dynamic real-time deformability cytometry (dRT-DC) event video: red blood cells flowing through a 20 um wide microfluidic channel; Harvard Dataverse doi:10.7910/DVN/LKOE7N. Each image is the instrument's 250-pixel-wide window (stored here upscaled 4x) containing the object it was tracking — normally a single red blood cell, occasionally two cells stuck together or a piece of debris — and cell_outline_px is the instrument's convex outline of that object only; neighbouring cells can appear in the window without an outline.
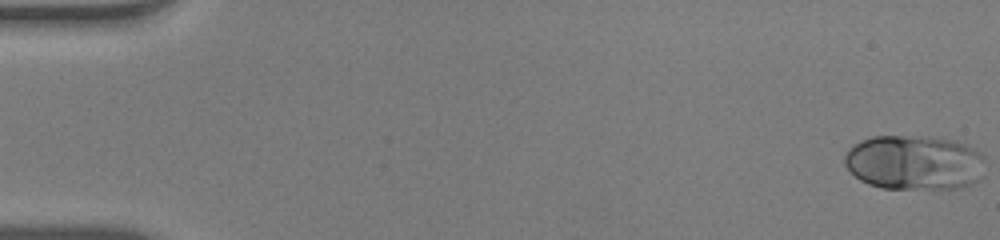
{"species": "human", "species_latin": "Homo sapiens", "temperature_condition": "warm", "stored_images_in_passage": 53, "camera_frame_rate_fps": 3000, "um_per_image_px": 0.085, "donor": {"sex": "male"}, "frame": {"image": 1, "passage_image": 1, "time_ms": 0.0, "image_size_px": [1000, 240], "cell_outline_px": [[984, 176], [980, 180], [960, 188], [880, 188], [868, 184], [860, 180], [844, 164], [844, 152], [852, 144], [860, 140], [872, 136], [928, 136], [956, 140], [968, 144], [976, 148], [984, 156]], "centroid_in_image_um": [77.74, 13.79], "position_along_channel_um": 7.3, "area_um2": 45.72}}
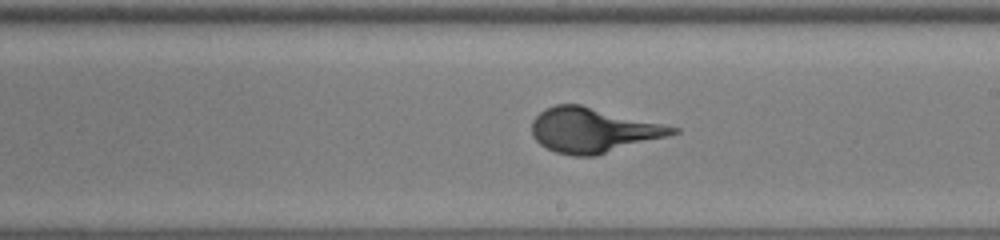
{"frame": {"image": 2, "passage_image": 31, "time_ms": 10.0, "image_size_px": [1000, 240], "cell_outline_px": [[680, 132], [668, 136], [596, 156], [572, 156], [556, 152], [540, 144], [532, 136], [532, 120], [544, 108], [556, 104], [580, 104], [664, 124], [680, 128]], "centroid_in_image_um": [50.4, 11.06], "position_along_channel_um": 238.6, "area_um2": 36.76}}
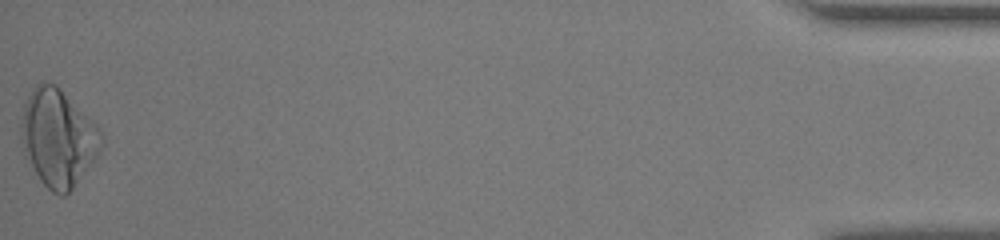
{"frame": {"image": 3, "passage_image": 53, "time_ms": 17.333, "image_size_px": [1000, 240], "cell_outline_px": [[104, 144], [100, 152], [72, 188], [64, 196], [60, 196], [52, 192], [40, 180], [24, 156], [20, 136], [20, 124], [24, 104], [32, 88], [40, 80], [44, 80], [56, 84], [100, 128], [104, 136]], "centroid_in_image_um": [4.92, 11.69], "position_along_channel_um": 430.3, "area_um2": 45.78}}